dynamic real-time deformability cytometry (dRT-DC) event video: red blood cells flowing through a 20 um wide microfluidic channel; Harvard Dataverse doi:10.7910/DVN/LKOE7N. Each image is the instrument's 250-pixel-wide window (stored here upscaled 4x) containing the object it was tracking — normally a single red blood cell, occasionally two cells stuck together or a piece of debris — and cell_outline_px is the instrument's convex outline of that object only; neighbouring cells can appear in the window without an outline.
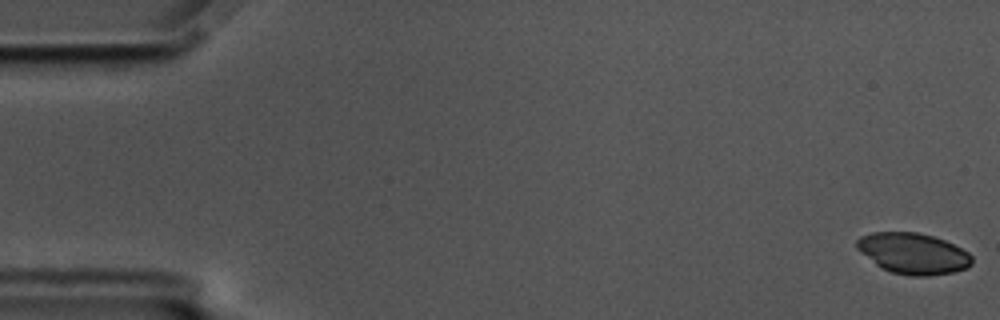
{"species": "common noctule bat (a hibernating species)", "species_latin": "Nyctalus noctula", "temperature_condition": "cold", "stored_images_in_passage": 8, "camera_frame_rate_fps": 3000, "um_per_image_px": 0.085, "animal": {"sex": "male", "body_mass_g": 17.5, "forearm_length_mm": 52.3}, "frame": {"image": 1, "passage_image": 1, "time_ms": 0.0, "image_size_px": [1000, 320], "cell_outline_px": [[972, 264], [968, 268], [952, 272], [928, 276], [912, 276], [892, 272], [880, 268], [860, 252], [856, 248], [856, 240], [860, 236], [872, 232], [916, 232], [932, 236], [944, 240], [968, 252], [972, 256]], "centroid_in_image_um": [77.59, 21.54], "position_along_channel_um": 7.4, "area_um2": 27.51}}